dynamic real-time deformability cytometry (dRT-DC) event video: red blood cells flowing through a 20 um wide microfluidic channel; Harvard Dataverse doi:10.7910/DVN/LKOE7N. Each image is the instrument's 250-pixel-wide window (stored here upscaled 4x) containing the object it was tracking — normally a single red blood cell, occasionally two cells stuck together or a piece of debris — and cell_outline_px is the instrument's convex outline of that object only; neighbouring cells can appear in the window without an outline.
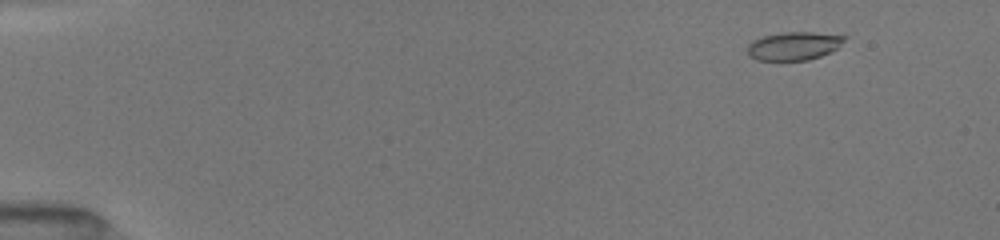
{"species": "common noctule bat (a hibernating species)", "species_latin": "Nyctalus noctula", "temperature_condition": "room temperature", "stored_images_in_passage": 57, "camera_frame_rate_fps": 3000, "um_per_image_px": 0.085, "animal": {"sex": "female", "body_mass_g": 19.5, "forearm_length_mm": 54.1}, "frame": {"image": 1, "passage_image": 7, "time_ms": 1.667, "image_size_px": [1000, 240], "cell_outline_px": [[848, 36], [836, 48], [820, 56], [808, 60], [756, 60], [748, 56], [748, 44], [752, 40], [764, 36], [780, 32], [812, 32]], "centroid_in_image_um": [67.43, 3.9], "position_along_channel_um": 17.6, "area_um2": 15.9}}
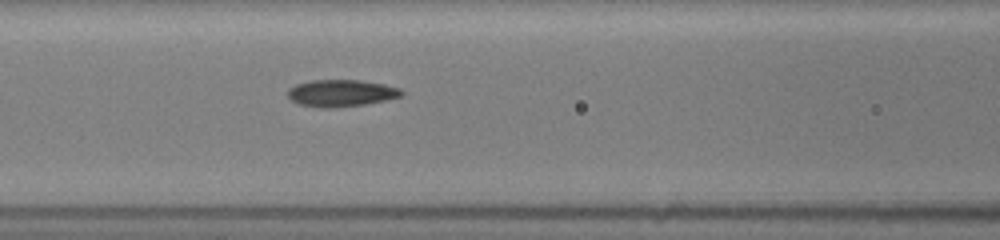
{"frame": {"image": 2, "passage_image": 26, "time_ms": 7.667, "image_size_px": [1000, 240], "cell_outline_px": [[404, 96], [364, 104], [328, 108], [324, 108], [296, 104], [288, 96], [288, 88], [296, 84], [308, 80], [360, 80], [384, 84], [400, 88], [404, 92]], "centroid_in_image_um": [28.99, 7.9], "position_along_channel_um": 137.6, "area_um2": 17.92}}
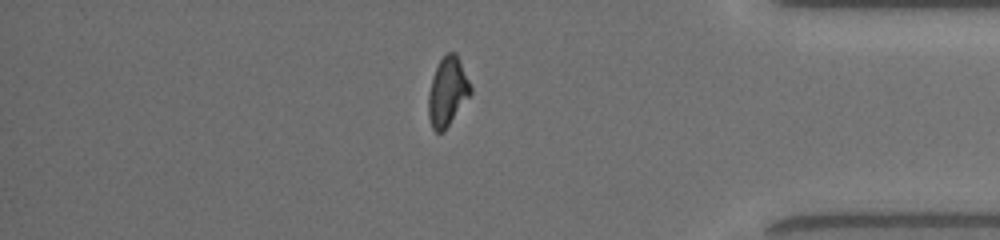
{"frame": {"image": 3, "passage_image": 49, "time_ms": 14.667, "image_size_px": [1000, 240], "cell_outline_px": [[472, 92], [444, 132], [436, 132], [432, 128], [428, 116], [428, 92], [432, 76], [440, 60], [448, 52], [456, 52], [460, 60], [472, 88]], "centroid_in_image_um": [38.03, 7.8], "position_along_channel_um": 397.2, "area_um2": 16.94}}